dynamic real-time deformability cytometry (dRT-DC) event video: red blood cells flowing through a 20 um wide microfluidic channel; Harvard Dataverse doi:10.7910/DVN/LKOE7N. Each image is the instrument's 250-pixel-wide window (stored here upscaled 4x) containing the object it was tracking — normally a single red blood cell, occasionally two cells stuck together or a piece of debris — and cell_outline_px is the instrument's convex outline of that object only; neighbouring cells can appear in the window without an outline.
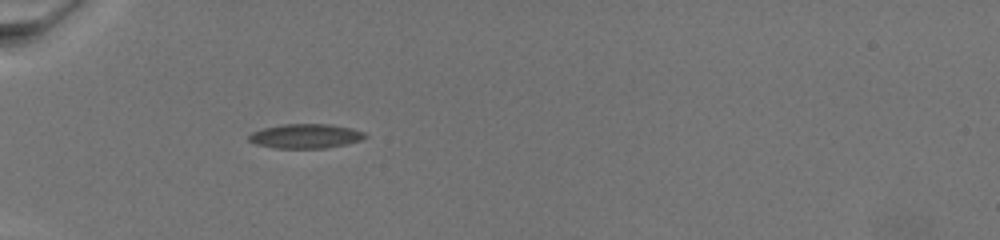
{"species": "common noctule bat (a hibernating species)", "species_latin": "Nyctalus noctula", "temperature_condition": "warm", "stored_images_in_passage": 2, "camera_frame_rate_fps": 3000, "um_per_image_px": 0.085, "animal": {"sex": "female", "body_mass_g": 19.5, "forearm_length_mm": 54.1}, "frame": {"image": 1, "passage_image": 1, "time_ms": 0.0, "image_size_px": [1000, 240], "cell_outline_px": [[368, 136], [360, 140], [344, 144], [324, 148], [276, 148], [256, 144], [248, 140], [248, 136], [252, 132], [264, 128], [284, 124], [328, 124], [352, 128], [364, 132]], "centroid_in_image_um": [25.97, 11.56], "position_along_channel_um": 59.0, "area_um2": 16.36}}